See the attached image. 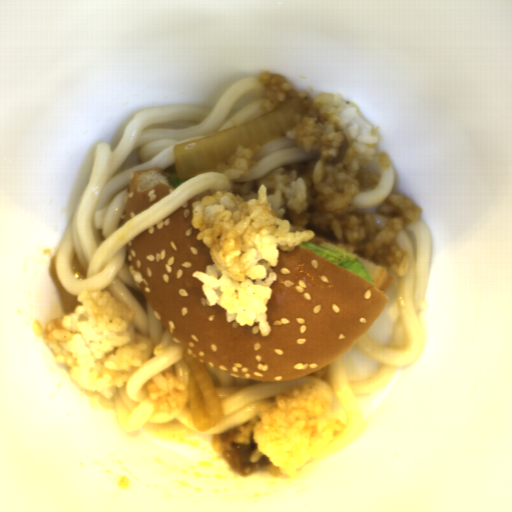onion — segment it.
I'll return each instance as SVG.
<instances>
[{
    "label": "onion",
    "mask_w": 512,
    "mask_h": 512,
    "mask_svg": "<svg viewBox=\"0 0 512 512\" xmlns=\"http://www.w3.org/2000/svg\"><path fill=\"white\" fill-rule=\"evenodd\" d=\"M189 378V410L193 429L204 432L223 421V406L204 362L181 353Z\"/></svg>",
    "instance_id": "onion-2"
},
{
    "label": "onion",
    "mask_w": 512,
    "mask_h": 512,
    "mask_svg": "<svg viewBox=\"0 0 512 512\" xmlns=\"http://www.w3.org/2000/svg\"><path fill=\"white\" fill-rule=\"evenodd\" d=\"M298 90L286 93L271 113L242 125L226 128L207 136L175 143L172 147L175 173L180 180H186L201 173L217 171V165L227 163L236 154L239 144L252 147L263 146L284 137L294 130V115L304 117L308 109L301 102Z\"/></svg>",
    "instance_id": "onion-1"
}]
</instances>
